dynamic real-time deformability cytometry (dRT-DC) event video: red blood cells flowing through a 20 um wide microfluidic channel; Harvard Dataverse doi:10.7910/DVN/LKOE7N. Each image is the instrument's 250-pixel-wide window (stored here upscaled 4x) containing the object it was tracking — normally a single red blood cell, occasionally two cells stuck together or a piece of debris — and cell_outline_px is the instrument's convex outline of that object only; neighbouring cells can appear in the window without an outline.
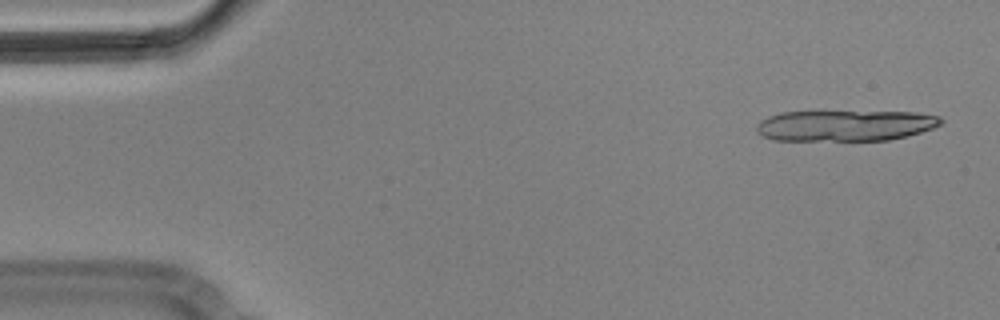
{"species": "Egyptian fruit bat (a non-hibernating species)", "species_latin": "Rousettus aegyptiacus", "temperature_condition": "cold", "stored_images_in_passage": 5, "camera_frame_rate_fps": 3000, "um_per_image_px": 0.085, "animal": {"sex": "male"}, "frame": {"image": 1, "passage_image": 1, "time_ms": 0.0, "image_size_px": [1000, 320], "cell_outline_px": [[944, 120], [940, 124], [932, 128], [908, 136], [888, 140], [772, 140], [756, 132], [756, 124], [760, 120], [768, 116], [780, 112], [916, 112], [940, 116]], "centroid_in_image_um": [71.83, 10.67], "position_along_channel_um": 13.2, "area_um2": 33.23}}
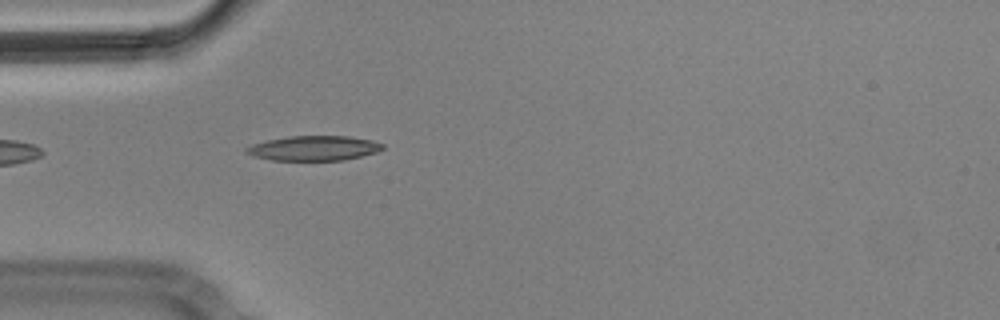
{"frame": {"image": 2, "passage_image": 5, "time_ms": 1.333, "image_size_px": [1000, 320], "cell_outline_px": [[384, 148], [376, 152], [344, 160], [272, 160], [256, 156], [244, 152], [244, 148], [252, 144], [268, 140], [288, 136], [348, 136], [372, 140], [384, 144]], "centroid_in_image_um": [26.68, 12.59], "position_along_channel_um": 58.3, "area_um2": 19.59}}